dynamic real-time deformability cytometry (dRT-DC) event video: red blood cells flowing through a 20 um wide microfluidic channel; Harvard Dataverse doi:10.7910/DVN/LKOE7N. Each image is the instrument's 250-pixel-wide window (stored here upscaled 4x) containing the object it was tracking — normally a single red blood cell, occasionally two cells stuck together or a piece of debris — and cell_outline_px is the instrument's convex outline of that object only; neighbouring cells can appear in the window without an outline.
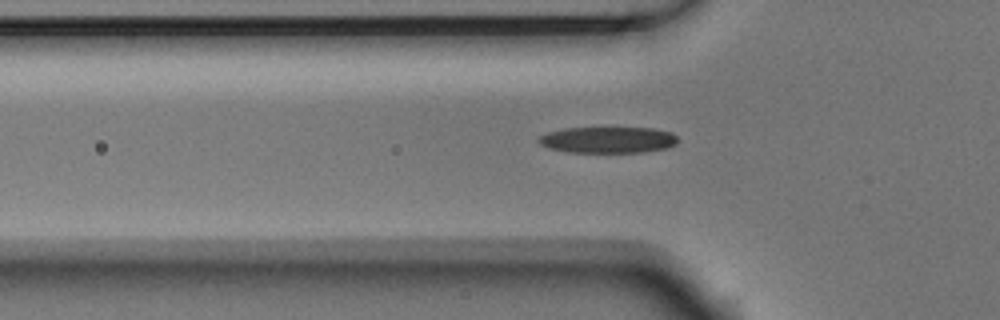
{"species": "Egyptian fruit bat (a non-hibernating species)", "species_latin": "Rousettus aegyptiacus", "temperature_condition": "room temperature", "stored_images_in_passage": 6, "segment_of_instrument_passage": [2, 2], "camera_frame_rate_fps": 3000, "um_per_image_px": 0.085, "animal": {"sex": "male"}, "frame": {"image": 1, "passage_image": 6, "time_ms": 1.667, "image_size_px": [1000, 320], "cell_outline_px": [[676, 144], [664, 148], [644, 152], [568, 152], [548, 148], [540, 144], [536, 140], [540, 136], [548, 132], [564, 128], [652, 128], [672, 132], [676, 136]], "centroid_in_image_um": [51.64, 11.89], "position_along_channel_um": 74.2, "area_um2": 21.21}}